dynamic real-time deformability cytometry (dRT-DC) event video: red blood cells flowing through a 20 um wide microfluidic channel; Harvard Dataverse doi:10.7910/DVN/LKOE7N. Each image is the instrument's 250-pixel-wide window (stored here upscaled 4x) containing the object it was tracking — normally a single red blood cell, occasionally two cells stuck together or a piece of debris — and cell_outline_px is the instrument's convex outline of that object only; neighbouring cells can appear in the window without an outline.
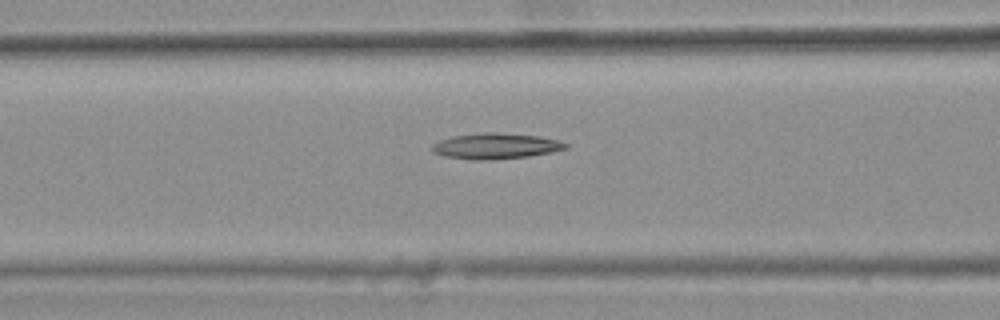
{"species": "common noctule bat (a hibernating species)", "species_latin": "Nyctalus noctula", "temperature_condition": "warm", "stored_images_in_passage": 24, "camera_frame_rate_fps": 3000, "um_per_image_px": 0.085, "animal": {"sex": "female", "body_mass_g": 25.1}, "frame": {"image": 1, "passage_image": 21, "time_ms": 6.667, "image_size_px": [1000, 320], "cell_outline_px": [[568, 148], [552, 152], [528, 156], [488, 160], [476, 160], [444, 156], [432, 152], [432, 144], [440, 140], [452, 136], [480, 132], [492, 132], [540, 136], [560, 140], [568, 144]], "centroid_in_image_um": [42.14, 12.41], "position_along_channel_um": 124.5, "area_um2": 20.11}}
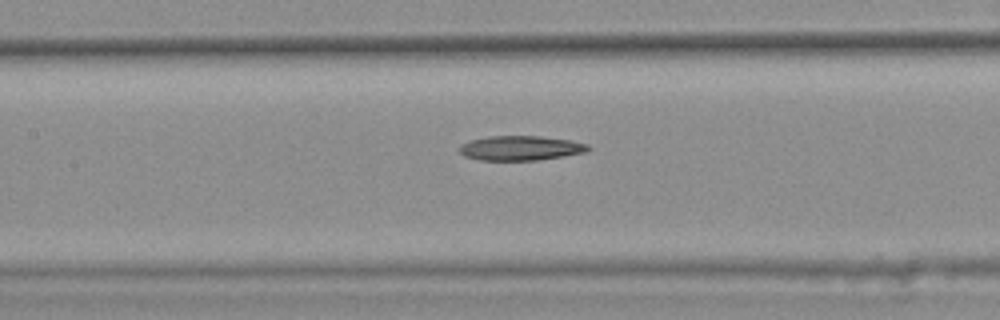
{"frame": {"image": 2, "passage_image": 24, "time_ms": 7.667, "image_size_px": [1000, 320], "cell_outline_px": [[592, 148], [588, 152], [564, 156], [536, 160], [480, 160], [464, 156], [460, 152], [460, 144], [472, 140], [488, 136], [540, 136], [568, 140], [588, 144]], "centroid_in_image_um": [44.28, 12.59], "position_along_channel_um": 163.1, "area_um2": 18.44}}